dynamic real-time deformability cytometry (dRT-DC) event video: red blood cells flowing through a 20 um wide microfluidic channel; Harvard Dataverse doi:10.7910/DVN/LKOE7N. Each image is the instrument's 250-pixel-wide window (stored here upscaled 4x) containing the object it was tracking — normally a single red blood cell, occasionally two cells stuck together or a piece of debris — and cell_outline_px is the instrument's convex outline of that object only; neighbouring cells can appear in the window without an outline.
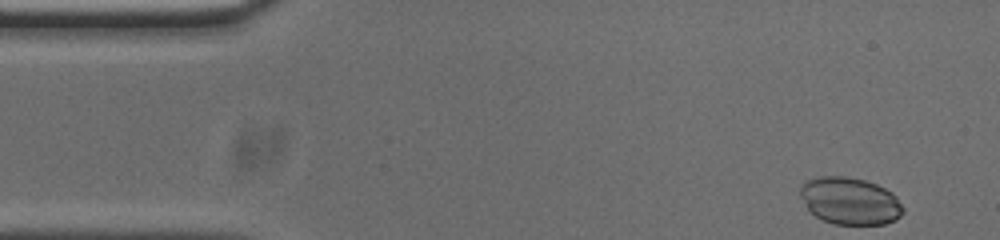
{"species": "common noctule bat (a hibernating species)", "species_latin": "Nyctalus noctula", "temperature_condition": "cold", "stored_images_in_passage": 51, "camera_frame_rate_fps": 3000, "um_per_image_px": 0.085, "animal": {"sex": "male", "body_mass_g": 20.0, "forearm_length_mm": 53.3}, "frame": {"image": 1, "passage_image": 1, "time_ms": 0.0, "image_size_px": [1000, 240], "cell_outline_px": [[904, 212], [896, 220], [884, 224], [832, 224], [816, 216], [808, 208], [800, 196], [800, 184], [808, 180], [820, 176], [844, 176], [864, 180], [876, 184], [892, 192], [896, 196], [904, 208]], "centroid_in_image_um": [72.26, 17.08], "position_along_channel_um": 12.7, "area_um2": 28.26}}
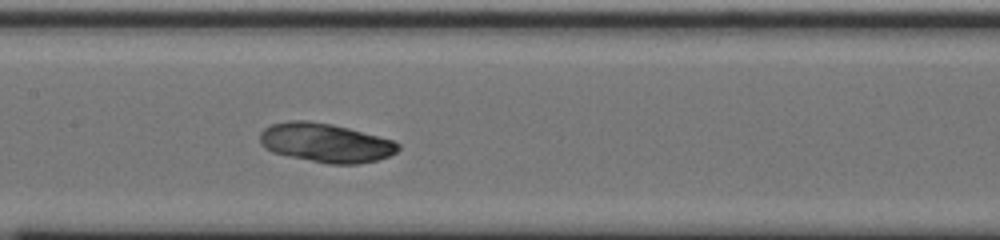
{"frame": {"image": 2, "passage_image": 22, "time_ms": 7.0, "image_size_px": [1000, 240], "cell_outline_px": [[400, 148], [396, 152], [388, 156], [376, 160], [356, 164], [328, 164], [288, 156], [272, 152], [264, 148], [260, 144], [260, 132], [264, 128], [272, 124], [288, 120], [308, 120], [332, 124], [348, 128], [392, 140], [400, 144]], "centroid_in_image_um": [27.64, 12.13], "position_along_channel_um": 179.8, "area_um2": 31.44}}
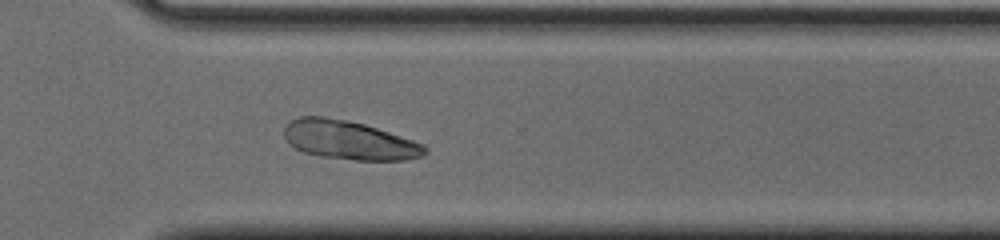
{"frame": {"image": 3, "passage_image": 35, "time_ms": 11.333, "image_size_px": [1000, 240], "cell_outline_px": [[428, 152], [424, 156], [404, 160], [356, 160], [320, 156], [304, 152], [288, 144], [284, 136], [284, 128], [292, 120], [300, 116], [324, 116], [348, 120], [364, 124], [424, 144], [428, 148]], "centroid_in_image_um": [29.68, 11.91], "position_along_channel_um": 340.9, "area_um2": 31.85}}